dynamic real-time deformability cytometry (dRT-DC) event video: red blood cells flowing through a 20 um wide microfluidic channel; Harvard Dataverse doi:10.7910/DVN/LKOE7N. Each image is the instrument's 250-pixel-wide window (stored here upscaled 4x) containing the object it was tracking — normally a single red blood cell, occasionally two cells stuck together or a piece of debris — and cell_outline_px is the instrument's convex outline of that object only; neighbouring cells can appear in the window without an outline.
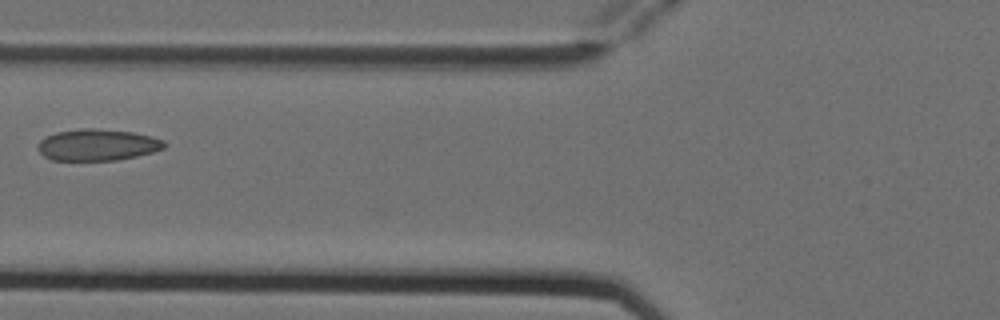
{"species": "Egyptian fruit bat (a non-hibernating species)", "species_latin": "Rousettus aegyptiacus", "temperature_condition": "cold", "stored_images_in_passage": 5, "camera_frame_rate_fps": 3000, "um_per_image_px": 0.085, "animal": {"sex": "female"}, "frame": {"image": 1, "passage_image": 5, "time_ms": 1.333, "image_size_px": [1000, 320], "cell_outline_px": [[168, 144], [164, 148], [152, 152], [136, 156], [116, 160], [52, 160], [44, 156], [36, 148], [36, 144], [40, 140], [56, 132], [80, 128], [96, 128], [132, 132], [152, 136], [164, 140]], "centroid_in_image_um": [8.28, 12.31], "position_along_channel_um": 117.5, "area_um2": 23.35}}